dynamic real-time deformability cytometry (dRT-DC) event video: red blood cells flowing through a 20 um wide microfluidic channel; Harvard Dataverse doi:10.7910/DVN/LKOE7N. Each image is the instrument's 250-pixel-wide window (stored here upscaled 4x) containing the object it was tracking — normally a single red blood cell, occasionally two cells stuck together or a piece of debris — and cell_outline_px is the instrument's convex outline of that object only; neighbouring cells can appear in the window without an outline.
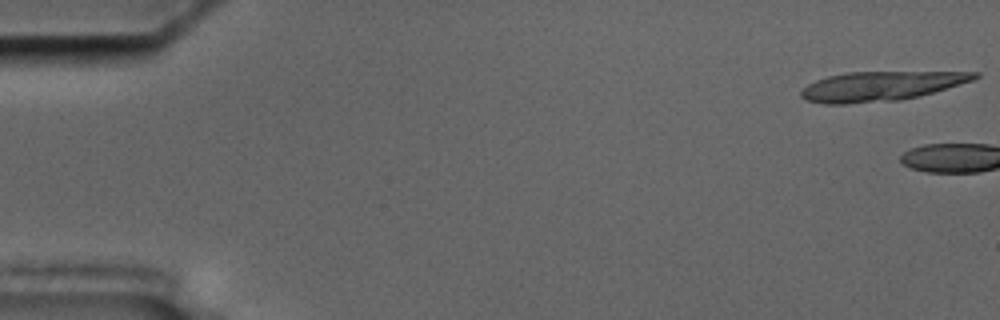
{"species": "common noctule bat (a hibernating species)", "species_latin": "Nyctalus noctula", "temperature_condition": "cold", "stored_images_in_passage": 3, "camera_frame_rate_fps": 3000, "um_per_image_px": 0.085, "animal": {"sex": "male", "body_mass_g": 17.5, "forearm_length_mm": 52.3}, "frame": {"image": 1, "passage_image": 1, "time_ms": 0.0, "image_size_px": [1000, 320], "cell_outline_px": [[980, 76], [972, 80], [920, 96], [900, 100], [844, 104], [824, 104], [808, 100], [800, 96], [800, 92], [808, 84], [816, 80], [828, 76], [848, 72], [980, 72]], "centroid_in_image_um": [74.85, 7.32], "position_along_channel_um": 10.2, "area_um2": 29.54}}